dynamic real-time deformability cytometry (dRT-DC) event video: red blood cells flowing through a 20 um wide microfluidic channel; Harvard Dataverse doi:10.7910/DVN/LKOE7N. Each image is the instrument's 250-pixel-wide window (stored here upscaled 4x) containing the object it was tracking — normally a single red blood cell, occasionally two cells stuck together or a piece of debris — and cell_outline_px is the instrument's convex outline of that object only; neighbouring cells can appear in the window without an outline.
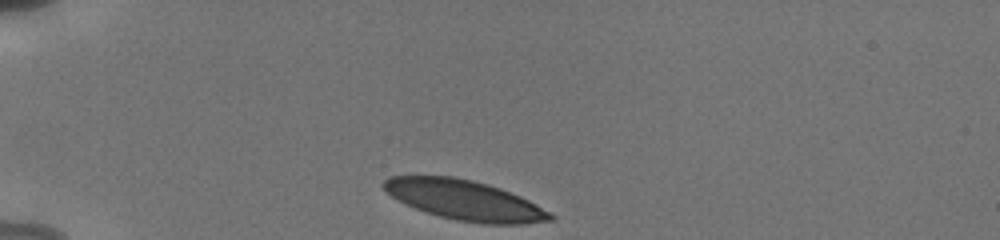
{"species": "human", "species_latin": "Homo sapiens", "temperature_condition": "cold", "stored_images_in_passage": 31, "camera_frame_rate_fps": 3000, "um_per_image_px": 0.085, "donor": {"sex": "male"}, "frame": {"image": 1, "passage_image": 1, "time_ms": 0.0, "image_size_px": [1000, 240], "cell_outline_px": [[556, 216], [552, 220], [524, 224], [484, 224], [456, 220], [440, 216], [416, 208], [392, 196], [380, 184], [388, 176], [452, 176], [472, 180], [488, 184], [500, 188], [520, 196], [552, 212]], "centroid_in_image_um": [39.54, 17.01], "position_along_channel_um": 45.5, "area_um2": 38.55}}
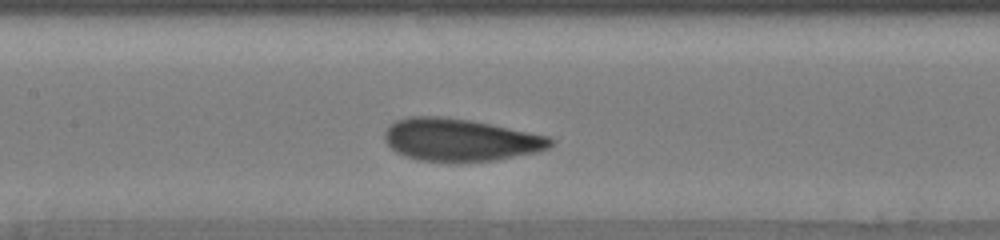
{"frame": {"image": 2, "passage_image": 13, "time_ms": 4.333, "image_size_px": [1000, 240], "cell_outline_px": [[556, 140], [548, 148], [536, 152], [496, 160], [420, 160], [404, 156], [396, 152], [384, 140], [384, 132], [388, 124], [396, 120], [408, 116], [440, 116], [472, 120], [548, 136]], "centroid_in_image_um": [39.09, 11.85], "position_along_channel_um": 168.3, "area_um2": 40.75}}
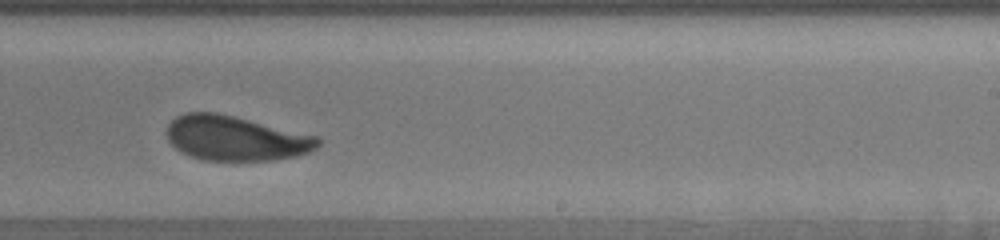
{"frame": {"image": 3, "passage_image": 20, "time_ms": 7.0, "image_size_px": [1000, 240], "cell_outline_px": [[320, 144], [316, 148], [308, 152], [296, 156], [272, 160], [204, 160], [180, 152], [168, 140], [168, 124], [176, 116], [184, 112], [216, 112], [320, 136]], "centroid_in_image_um": [20.04, 11.74], "position_along_channel_um": 269.0, "area_um2": 39.36}, "authors_computed_cell_mechanics": {"area_um2": 39.6508, "velocity_mm_per_s": 3.7962, "shape_relaxation_time_tau1_ms": 3.4387, "shape_relaxation_time_tau2_ms": 1.2076, "deformation_change_tau1": 0.1128, "deformation_change_tau2": 0.0522}}